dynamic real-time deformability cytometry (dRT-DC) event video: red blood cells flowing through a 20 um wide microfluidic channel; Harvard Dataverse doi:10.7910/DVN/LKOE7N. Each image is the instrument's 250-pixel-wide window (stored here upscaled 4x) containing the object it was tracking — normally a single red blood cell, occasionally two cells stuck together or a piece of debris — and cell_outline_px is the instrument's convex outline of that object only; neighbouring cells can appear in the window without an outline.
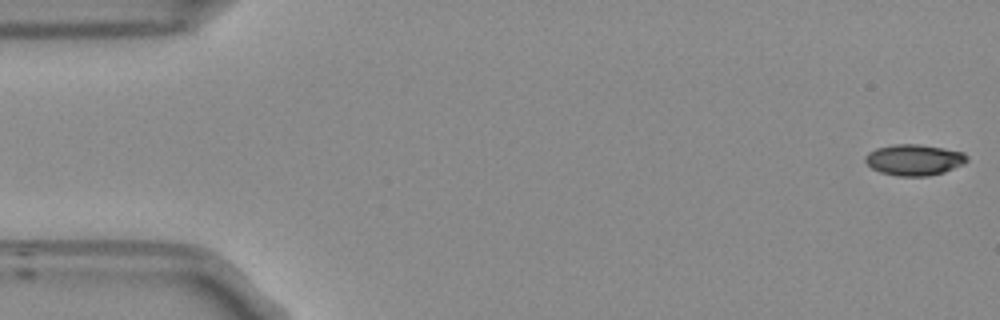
{"species": "Egyptian fruit bat (a non-hibernating species)", "species_latin": "Rousettus aegyptiacus", "temperature_condition": "room temperature", "stored_images_in_passage": 53, "camera_frame_rate_fps": 3000, "um_per_image_px": 0.085, "frame": {"image": 1, "passage_image": 1, "time_ms": 0.0, "image_size_px": [1000, 320], "cell_outline_px": [[968, 160], [964, 164], [944, 172], [928, 176], [896, 176], [880, 172], [872, 168], [864, 160], [864, 156], [868, 152], [876, 148], [896, 144], [920, 144], [964, 152], [968, 156]], "centroid_in_image_um": [77.7, 13.59], "position_along_channel_um": 7.3, "area_um2": 18.5}}
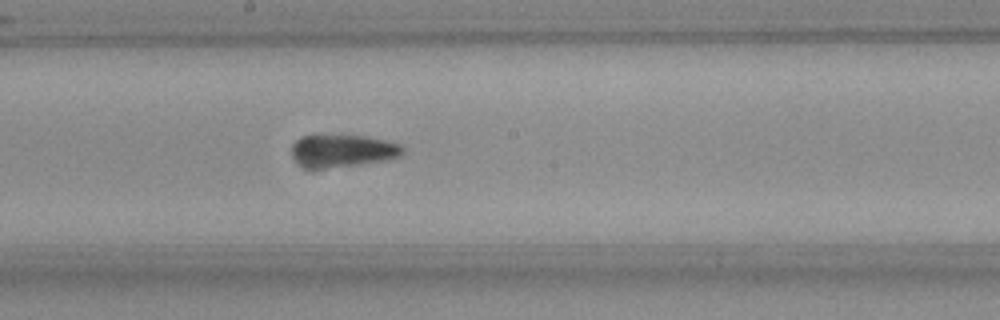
{"frame": {"image": 2, "passage_image": 28, "time_ms": 9.0, "image_size_px": [1000, 320], "cell_outline_px": [[404, 152], [400, 156], [392, 160], [324, 168], [312, 168], [300, 164], [292, 156], [292, 144], [300, 136], [316, 132], [324, 132], [364, 136], [384, 140], [400, 144], [404, 148]], "centroid_in_image_um": [29.1, 12.75], "position_along_channel_um": 219.1, "area_um2": 21.85}}
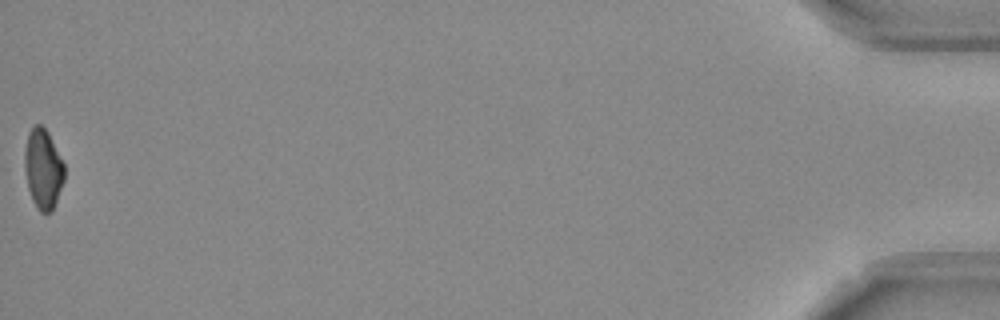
{"frame": {"image": 3, "passage_image": 53, "time_ms": 17.333, "image_size_px": [1000, 320], "cell_outline_px": [[64, 180], [52, 212], [40, 212], [36, 208], [32, 200], [28, 188], [24, 168], [24, 152], [28, 132], [36, 124], [40, 124], [48, 132], [64, 164]], "centroid_in_image_um": [3.65, 14.37], "position_along_channel_um": 431.6, "area_um2": 18.5}, "authors_computed_cell_mechanics": {"area_um2": 19.363, "velocity_mm_per_s": 3.819, "shape_relaxation_time_tau1_ms": 4.4541, "shape_relaxation_time_tau2_ms": 3.3625, "deformation_change_tau1": 0.1548, "deformation_change_tau2": 0.0983}}